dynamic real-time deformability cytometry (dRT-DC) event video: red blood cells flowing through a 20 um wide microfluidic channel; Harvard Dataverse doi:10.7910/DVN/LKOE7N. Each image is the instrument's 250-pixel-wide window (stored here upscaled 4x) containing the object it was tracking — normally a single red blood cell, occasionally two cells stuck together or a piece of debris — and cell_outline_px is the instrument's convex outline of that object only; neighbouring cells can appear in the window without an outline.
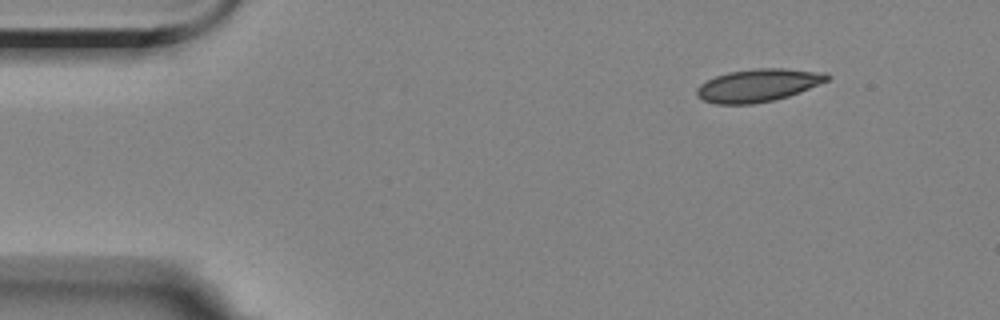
{"species": "Egyptian fruit bat (a non-hibernating species)", "species_latin": "Rousettus aegyptiacus", "temperature_condition": "room temperature", "stored_images_in_passage": 2, "camera_frame_rate_fps": 3000, "um_per_image_px": 0.085, "animal": {"sex": "female"}, "frame": {"image": 1, "passage_image": 2, "time_ms": 2.0, "image_size_px": [1000, 320], "cell_outline_px": [[832, 76], [828, 80], [800, 92], [788, 96], [772, 100], [752, 104], [716, 104], [704, 100], [696, 96], [696, 88], [700, 84], [716, 76], [728, 72], [756, 68], [784, 68], [828, 72]], "centroid_in_image_um": [64.46, 7.24], "position_along_channel_um": 20.5, "area_um2": 24.97}}